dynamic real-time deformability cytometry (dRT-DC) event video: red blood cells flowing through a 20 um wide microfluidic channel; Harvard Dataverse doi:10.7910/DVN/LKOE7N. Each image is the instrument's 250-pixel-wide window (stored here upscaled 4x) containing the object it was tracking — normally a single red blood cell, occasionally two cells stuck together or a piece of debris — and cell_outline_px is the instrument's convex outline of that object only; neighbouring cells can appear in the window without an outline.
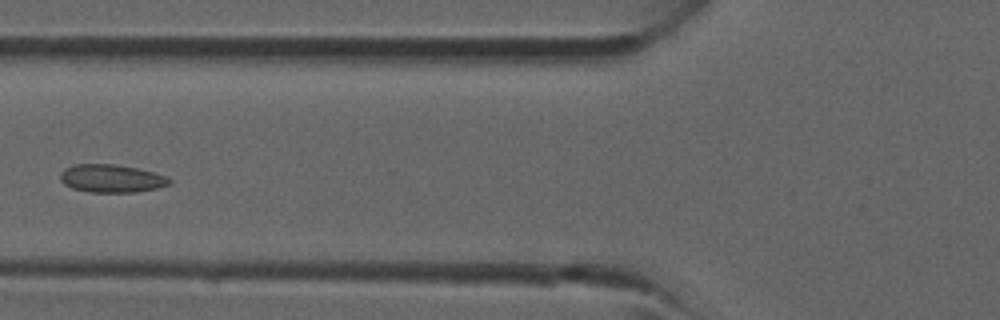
{"species": "common noctule bat (a hibernating species)", "species_latin": "Nyctalus noctula", "temperature_condition": "room temperature", "stored_images_in_passage": 37, "camera_frame_rate_fps": 3000, "um_per_image_px": 0.085, "animal": {"sex": "male", "forearm_length_mm": 52.5}, "frame": {"image": 1, "passage_image": 13, "time_ms": 4.0, "image_size_px": [1000, 320], "cell_outline_px": [[172, 184], [156, 188], [136, 192], [88, 192], [72, 188], [64, 184], [60, 180], [60, 172], [64, 168], [72, 164], [116, 164], [136, 168], [168, 176], [172, 180]], "centroid_in_image_um": [9.46, 15.16], "position_along_channel_um": 116.3, "area_um2": 17.98}}
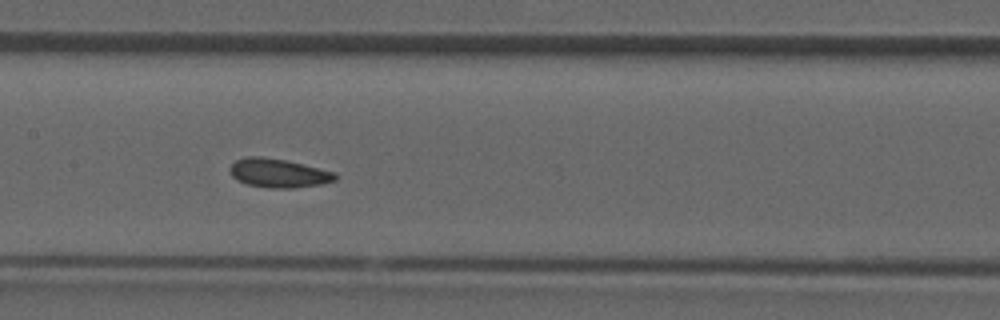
{"frame": {"image": 2, "passage_image": 17, "time_ms": 5.333, "image_size_px": [1000, 320], "cell_outline_px": [[336, 180], [320, 184], [292, 188], [268, 188], [248, 184], [236, 180], [232, 176], [228, 168], [236, 160], [244, 156], [264, 156], [304, 164], [332, 172], [336, 176]], "centroid_in_image_um": [23.6, 14.7], "position_along_channel_um": 183.8, "area_um2": 17.63}}
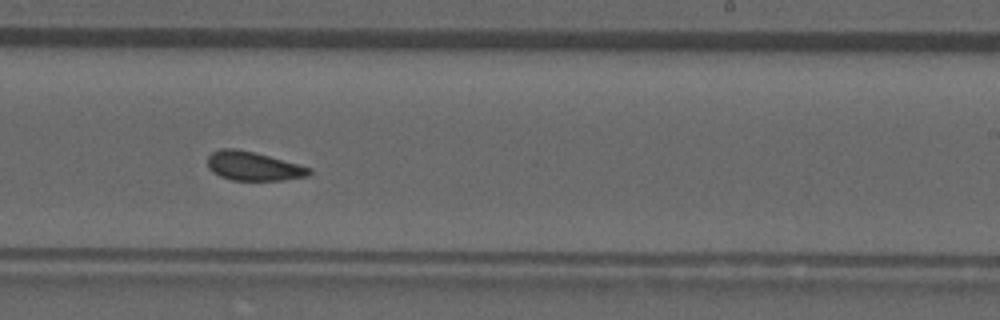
{"frame": {"image": 3, "passage_image": 22, "time_ms": 7.0, "image_size_px": [1000, 320], "cell_outline_px": [[312, 172], [308, 176], [284, 180], [232, 180], [220, 176], [212, 172], [208, 168], [208, 156], [212, 152], [220, 148], [236, 148], [268, 156], [312, 168]], "centroid_in_image_um": [21.51, 14.12], "position_along_channel_um": 267.5, "area_um2": 17.05}}